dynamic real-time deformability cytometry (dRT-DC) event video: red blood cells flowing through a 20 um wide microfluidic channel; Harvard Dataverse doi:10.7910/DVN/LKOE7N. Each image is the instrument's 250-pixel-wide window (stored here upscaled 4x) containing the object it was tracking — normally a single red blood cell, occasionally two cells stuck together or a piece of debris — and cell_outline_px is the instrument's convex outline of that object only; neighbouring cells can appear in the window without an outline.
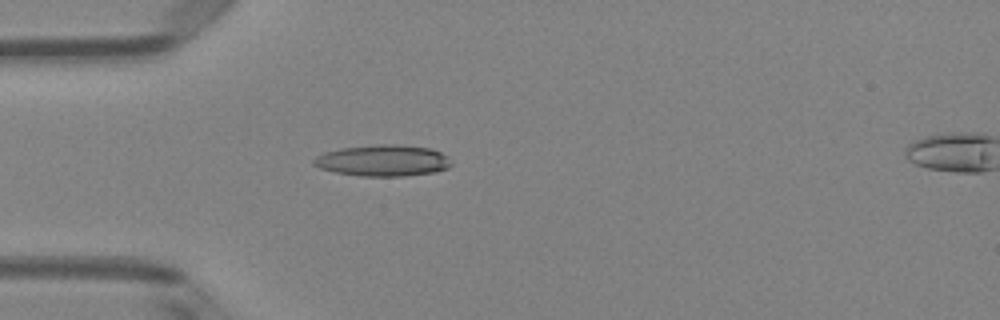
{"species": "Egyptian fruit bat (a non-hibernating species)", "species_latin": "Rousettus aegyptiacus", "temperature_condition": "room temperature", "stored_images_in_passage": 36, "camera_frame_rate_fps": 3000, "um_per_image_px": 0.085, "animal": {"sex": "female"}, "frame": {"image": 1, "passage_image": 1, "time_ms": 0.0, "image_size_px": [1000, 320], "cell_outline_px": [[452, 164], [448, 168], [436, 172], [404, 176], [360, 176], [336, 172], [320, 168], [312, 164], [312, 160], [316, 156], [324, 152], [340, 148], [376, 144], [396, 144], [432, 148], [448, 156], [452, 160]], "centroid_in_image_um": [32.57, 13.64], "position_along_channel_um": 52.4, "area_um2": 25.43}}
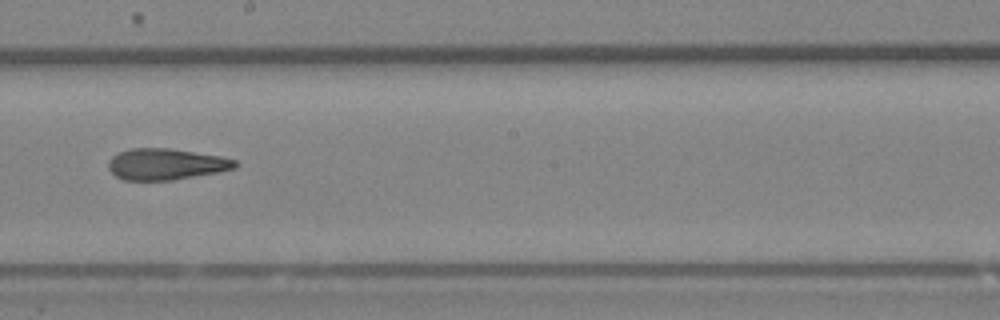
{"frame": {"image": 2, "passage_image": 15, "time_ms": 4.667, "image_size_px": [1000, 320], "cell_outline_px": [[236, 168], [216, 172], [172, 180], [124, 180], [116, 176], [108, 168], [108, 160], [112, 156], [128, 148], [168, 148], [220, 156], [236, 160]], "centroid_in_image_um": [14.06, 13.95], "position_along_channel_um": 234.1, "area_um2": 22.89}}
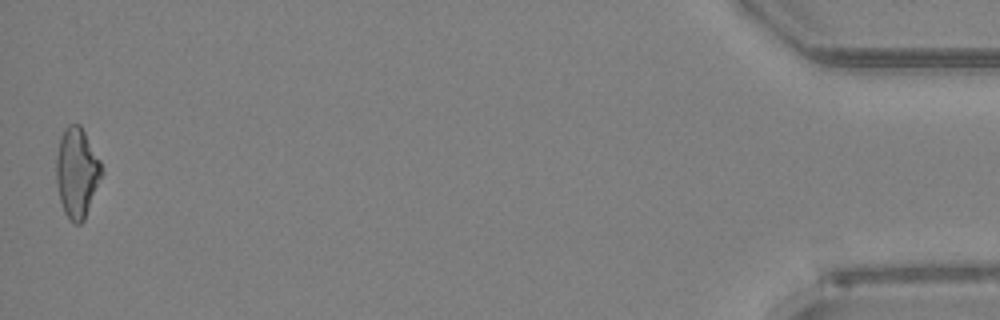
{"frame": {"image": 3, "passage_image": 36, "time_ms": 11.667, "image_size_px": [1000, 320], "cell_outline_px": [[104, 172], [84, 220], [80, 224], [72, 224], [64, 212], [60, 200], [56, 180], [56, 156], [60, 136], [64, 128], [68, 124], [80, 124], [100, 160]], "centroid_in_image_um": [6.54, 14.68], "position_along_channel_um": 428.7, "area_um2": 23.99}, "authors_computed_cell_mechanics": {"area_um2": 23.2934, "velocity_mm_per_s": 4.1053, "shape_relaxation_time_tau1_ms": null, "shape_relaxation_time_tau2_ms": 2.9403, "deformation_change_tau1": null, "deformation_change_tau2": 0.1287}}